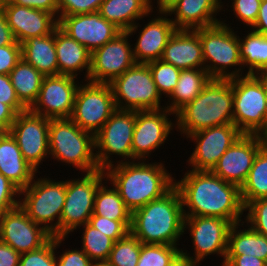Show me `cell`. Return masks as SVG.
Segmentation results:
<instances>
[{
  "mask_svg": "<svg viewBox=\"0 0 267 266\" xmlns=\"http://www.w3.org/2000/svg\"><path fill=\"white\" fill-rule=\"evenodd\" d=\"M186 171L181 180L175 179L184 216L220 217L233 224L244 221V205L237 185L224 181L211 171Z\"/></svg>",
  "mask_w": 267,
  "mask_h": 266,
  "instance_id": "1",
  "label": "cell"
},
{
  "mask_svg": "<svg viewBox=\"0 0 267 266\" xmlns=\"http://www.w3.org/2000/svg\"><path fill=\"white\" fill-rule=\"evenodd\" d=\"M149 161L118 163L105 170L108 181L131 212L161 198L175 186L176 175L165 168V161Z\"/></svg>",
  "mask_w": 267,
  "mask_h": 266,
  "instance_id": "2",
  "label": "cell"
},
{
  "mask_svg": "<svg viewBox=\"0 0 267 266\" xmlns=\"http://www.w3.org/2000/svg\"><path fill=\"white\" fill-rule=\"evenodd\" d=\"M184 218L181 195L174 186L161 198L132 212L130 232L143 244L180 246Z\"/></svg>",
  "mask_w": 267,
  "mask_h": 266,
  "instance_id": "3",
  "label": "cell"
},
{
  "mask_svg": "<svg viewBox=\"0 0 267 266\" xmlns=\"http://www.w3.org/2000/svg\"><path fill=\"white\" fill-rule=\"evenodd\" d=\"M176 131L186 138L197 131L233 124L231 79H210L200 94L175 114Z\"/></svg>",
  "mask_w": 267,
  "mask_h": 266,
  "instance_id": "4",
  "label": "cell"
},
{
  "mask_svg": "<svg viewBox=\"0 0 267 266\" xmlns=\"http://www.w3.org/2000/svg\"><path fill=\"white\" fill-rule=\"evenodd\" d=\"M226 22L225 18L218 24L198 28L204 69L211 79H232L247 75L240 57L239 34L243 33H238L231 26L232 23Z\"/></svg>",
  "mask_w": 267,
  "mask_h": 266,
  "instance_id": "5",
  "label": "cell"
},
{
  "mask_svg": "<svg viewBox=\"0 0 267 266\" xmlns=\"http://www.w3.org/2000/svg\"><path fill=\"white\" fill-rule=\"evenodd\" d=\"M49 157L79 170V175L99 169L95 157L94 135L82 130L70 118L49 119ZM65 163V164H64Z\"/></svg>",
  "mask_w": 267,
  "mask_h": 266,
  "instance_id": "6",
  "label": "cell"
},
{
  "mask_svg": "<svg viewBox=\"0 0 267 266\" xmlns=\"http://www.w3.org/2000/svg\"><path fill=\"white\" fill-rule=\"evenodd\" d=\"M35 175L33 181L20 190L19 206L52 236L60 237V218L66 196V177L56 180Z\"/></svg>",
  "mask_w": 267,
  "mask_h": 266,
  "instance_id": "7",
  "label": "cell"
},
{
  "mask_svg": "<svg viewBox=\"0 0 267 266\" xmlns=\"http://www.w3.org/2000/svg\"><path fill=\"white\" fill-rule=\"evenodd\" d=\"M233 124L243 134L267 135V103L263 80L257 74L231 79Z\"/></svg>",
  "mask_w": 267,
  "mask_h": 266,
  "instance_id": "8",
  "label": "cell"
},
{
  "mask_svg": "<svg viewBox=\"0 0 267 266\" xmlns=\"http://www.w3.org/2000/svg\"><path fill=\"white\" fill-rule=\"evenodd\" d=\"M135 121L136 111L116 109L94 135L95 157L99 169L106 170L118 163L132 162Z\"/></svg>",
  "mask_w": 267,
  "mask_h": 266,
  "instance_id": "9",
  "label": "cell"
},
{
  "mask_svg": "<svg viewBox=\"0 0 267 266\" xmlns=\"http://www.w3.org/2000/svg\"><path fill=\"white\" fill-rule=\"evenodd\" d=\"M116 109L120 110H160L162 96L153 80L149 66L136 63L110 83Z\"/></svg>",
  "mask_w": 267,
  "mask_h": 266,
  "instance_id": "10",
  "label": "cell"
},
{
  "mask_svg": "<svg viewBox=\"0 0 267 266\" xmlns=\"http://www.w3.org/2000/svg\"><path fill=\"white\" fill-rule=\"evenodd\" d=\"M66 180V196L60 218V237H69L77 228L88 223L94 212L98 187L107 179L105 170L81 173Z\"/></svg>",
  "mask_w": 267,
  "mask_h": 266,
  "instance_id": "11",
  "label": "cell"
},
{
  "mask_svg": "<svg viewBox=\"0 0 267 266\" xmlns=\"http://www.w3.org/2000/svg\"><path fill=\"white\" fill-rule=\"evenodd\" d=\"M233 223L220 217L185 216L184 234L189 231L193 246L192 253L181 248V255L189 258L196 266L201 265L210 255L221 257L223 266L228 244V235ZM187 230V231H186ZM194 256V257H193Z\"/></svg>",
  "mask_w": 267,
  "mask_h": 266,
  "instance_id": "12",
  "label": "cell"
},
{
  "mask_svg": "<svg viewBox=\"0 0 267 266\" xmlns=\"http://www.w3.org/2000/svg\"><path fill=\"white\" fill-rule=\"evenodd\" d=\"M116 110L110 84L82 81L70 119L82 130L95 135Z\"/></svg>",
  "mask_w": 267,
  "mask_h": 266,
  "instance_id": "13",
  "label": "cell"
},
{
  "mask_svg": "<svg viewBox=\"0 0 267 266\" xmlns=\"http://www.w3.org/2000/svg\"><path fill=\"white\" fill-rule=\"evenodd\" d=\"M171 115L174 116L173 119H170ZM174 118L175 114L167 108L136 111L132 137V162L148 160L159 147L164 148V144L169 141V135L171 133L173 135L172 131L176 129Z\"/></svg>",
  "mask_w": 267,
  "mask_h": 266,
  "instance_id": "14",
  "label": "cell"
},
{
  "mask_svg": "<svg viewBox=\"0 0 267 266\" xmlns=\"http://www.w3.org/2000/svg\"><path fill=\"white\" fill-rule=\"evenodd\" d=\"M9 132L17 141L24 159L40 176L39 168L49 158V119L28 109L17 114Z\"/></svg>",
  "mask_w": 267,
  "mask_h": 266,
  "instance_id": "15",
  "label": "cell"
},
{
  "mask_svg": "<svg viewBox=\"0 0 267 266\" xmlns=\"http://www.w3.org/2000/svg\"><path fill=\"white\" fill-rule=\"evenodd\" d=\"M242 134L234 124H226L188 135L186 140H191L195 148L186 160V165L194 171H211L220 157Z\"/></svg>",
  "mask_w": 267,
  "mask_h": 266,
  "instance_id": "16",
  "label": "cell"
},
{
  "mask_svg": "<svg viewBox=\"0 0 267 266\" xmlns=\"http://www.w3.org/2000/svg\"><path fill=\"white\" fill-rule=\"evenodd\" d=\"M130 39L127 32H121L91 52L89 82L110 84L136 64Z\"/></svg>",
  "mask_w": 267,
  "mask_h": 266,
  "instance_id": "17",
  "label": "cell"
},
{
  "mask_svg": "<svg viewBox=\"0 0 267 266\" xmlns=\"http://www.w3.org/2000/svg\"><path fill=\"white\" fill-rule=\"evenodd\" d=\"M69 75L45 76L38 98L29 109L47 119H67L73 111L77 89L83 79Z\"/></svg>",
  "mask_w": 267,
  "mask_h": 266,
  "instance_id": "18",
  "label": "cell"
},
{
  "mask_svg": "<svg viewBox=\"0 0 267 266\" xmlns=\"http://www.w3.org/2000/svg\"><path fill=\"white\" fill-rule=\"evenodd\" d=\"M266 137L257 134H242L220 157L211 172L224 181L244 184L258 151L266 144Z\"/></svg>",
  "mask_w": 267,
  "mask_h": 266,
  "instance_id": "19",
  "label": "cell"
},
{
  "mask_svg": "<svg viewBox=\"0 0 267 266\" xmlns=\"http://www.w3.org/2000/svg\"><path fill=\"white\" fill-rule=\"evenodd\" d=\"M52 237L51 233L35 223L20 206L0 214V241L20 254L41 248Z\"/></svg>",
  "mask_w": 267,
  "mask_h": 266,
  "instance_id": "20",
  "label": "cell"
},
{
  "mask_svg": "<svg viewBox=\"0 0 267 266\" xmlns=\"http://www.w3.org/2000/svg\"><path fill=\"white\" fill-rule=\"evenodd\" d=\"M152 13L153 11L148 15V18L151 19H147L149 21L144 26L138 21L126 31L130 37L137 32L139 33L138 35L136 34L137 40L135 44H132L136 63L146 64L161 59L169 38L177 30L167 13ZM152 15L154 17H151Z\"/></svg>",
  "mask_w": 267,
  "mask_h": 266,
  "instance_id": "21",
  "label": "cell"
},
{
  "mask_svg": "<svg viewBox=\"0 0 267 266\" xmlns=\"http://www.w3.org/2000/svg\"><path fill=\"white\" fill-rule=\"evenodd\" d=\"M58 27L90 52L113 40L122 32L99 12L58 16Z\"/></svg>",
  "mask_w": 267,
  "mask_h": 266,
  "instance_id": "22",
  "label": "cell"
},
{
  "mask_svg": "<svg viewBox=\"0 0 267 266\" xmlns=\"http://www.w3.org/2000/svg\"><path fill=\"white\" fill-rule=\"evenodd\" d=\"M16 41L21 44L31 37L46 36L58 27V19L51 13L3 1L1 6Z\"/></svg>",
  "mask_w": 267,
  "mask_h": 266,
  "instance_id": "23",
  "label": "cell"
},
{
  "mask_svg": "<svg viewBox=\"0 0 267 266\" xmlns=\"http://www.w3.org/2000/svg\"><path fill=\"white\" fill-rule=\"evenodd\" d=\"M222 11V0H178L166 13L176 29L195 30L220 23Z\"/></svg>",
  "mask_w": 267,
  "mask_h": 266,
  "instance_id": "24",
  "label": "cell"
},
{
  "mask_svg": "<svg viewBox=\"0 0 267 266\" xmlns=\"http://www.w3.org/2000/svg\"><path fill=\"white\" fill-rule=\"evenodd\" d=\"M161 59L181 70L204 68L198 29H177L169 38Z\"/></svg>",
  "mask_w": 267,
  "mask_h": 266,
  "instance_id": "25",
  "label": "cell"
},
{
  "mask_svg": "<svg viewBox=\"0 0 267 266\" xmlns=\"http://www.w3.org/2000/svg\"><path fill=\"white\" fill-rule=\"evenodd\" d=\"M55 49L58 61V74L76 78H80L84 74V77L81 78L84 81H88L91 52L85 46L57 27L55 29ZM78 75L79 77H77Z\"/></svg>",
  "mask_w": 267,
  "mask_h": 266,
  "instance_id": "26",
  "label": "cell"
},
{
  "mask_svg": "<svg viewBox=\"0 0 267 266\" xmlns=\"http://www.w3.org/2000/svg\"><path fill=\"white\" fill-rule=\"evenodd\" d=\"M0 173L20 190L26 188L38 174L24 159L17 141L9 131L0 137Z\"/></svg>",
  "mask_w": 267,
  "mask_h": 266,
  "instance_id": "27",
  "label": "cell"
},
{
  "mask_svg": "<svg viewBox=\"0 0 267 266\" xmlns=\"http://www.w3.org/2000/svg\"><path fill=\"white\" fill-rule=\"evenodd\" d=\"M98 12L122 32H126L152 12L151 0H104Z\"/></svg>",
  "mask_w": 267,
  "mask_h": 266,
  "instance_id": "28",
  "label": "cell"
},
{
  "mask_svg": "<svg viewBox=\"0 0 267 266\" xmlns=\"http://www.w3.org/2000/svg\"><path fill=\"white\" fill-rule=\"evenodd\" d=\"M21 57L44 76L58 75L55 30L49 35L31 37L22 42Z\"/></svg>",
  "mask_w": 267,
  "mask_h": 266,
  "instance_id": "29",
  "label": "cell"
},
{
  "mask_svg": "<svg viewBox=\"0 0 267 266\" xmlns=\"http://www.w3.org/2000/svg\"><path fill=\"white\" fill-rule=\"evenodd\" d=\"M243 254L256 256L267 262V237L254 231L244 221L231 226L226 255Z\"/></svg>",
  "mask_w": 267,
  "mask_h": 266,
  "instance_id": "30",
  "label": "cell"
},
{
  "mask_svg": "<svg viewBox=\"0 0 267 266\" xmlns=\"http://www.w3.org/2000/svg\"><path fill=\"white\" fill-rule=\"evenodd\" d=\"M210 79L204 68L181 70L176 88L168 97V101H165V107L176 114L200 94Z\"/></svg>",
  "mask_w": 267,
  "mask_h": 266,
  "instance_id": "31",
  "label": "cell"
},
{
  "mask_svg": "<svg viewBox=\"0 0 267 266\" xmlns=\"http://www.w3.org/2000/svg\"><path fill=\"white\" fill-rule=\"evenodd\" d=\"M9 76L19 101L30 109L38 98L45 76L22 58Z\"/></svg>",
  "mask_w": 267,
  "mask_h": 266,
  "instance_id": "32",
  "label": "cell"
},
{
  "mask_svg": "<svg viewBox=\"0 0 267 266\" xmlns=\"http://www.w3.org/2000/svg\"><path fill=\"white\" fill-rule=\"evenodd\" d=\"M249 30V31H248ZM239 36L240 57L246 74L267 71V36L248 29ZM246 35V36H245ZM246 69V70H245Z\"/></svg>",
  "mask_w": 267,
  "mask_h": 266,
  "instance_id": "33",
  "label": "cell"
},
{
  "mask_svg": "<svg viewBox=\"0 0 267 266\" xmlns=\"http://www.w3.org/2000/svg\"><path fill=\"white\" fill-rule=\"evenodd\" d=\"M93 213L114 221H131L132 216V212L125 206L118 190L108 179L98 187Z\"/></svg>",
  "mask_w": 267,
  "mask_h": 266,
  "instance_id": "34",
  "label": "cell"
},
{
  "mask_svg": "<svg viewBox=\"0 0 267 266\" xmlns=\"http://www.w3.org/2000/svg\"><path fill=\"white\" fill-rule=\"evenodd\" d=\"M240 194L244 207L250 201L267 198V143L258 151Z\"/></svg>",
  "mask_w": 267,
  "mask_h": 266,
  "instance_id": "35",
  "label": "cell"
},
{
  "mask_svg": "<svg viewBox=\"0 0 267 266\" xmlns=\"http://www.w3.org/2000/svg\"><path fill=\"white\" fill-rule=\"evenodd\" d=\"M82 227L81 249L93 262L107 261L115 241L99 231L98 229L86 223Z\"/></svg>",
  "mask_w": 267,
  "mask_h": 266,
  "instance_id": "36",
  "label": "cell"
},
{
  "mask_svg": "<svg viewBox=\"0 0 267 266\" xmlns=\"http://www.w3.org/2000/svg\"><path fill=\"white\" fill-rule=\"evenodd\" d=\"M141 252V242L129 232L117 240L106 261L110 266H137Z\"/></svg>",
  "mask_w": 267,
  "mask_h": 266,
  "instance_id": "37",
  "label": "cell"
},
{
  "mask_svg": "<svg viewBox=\"0 0 267 266\" xmlns=\"http://www.w3.org/2000/svg\"><path fill=\"white\" fill-rule=\"evenodd\" d=\"M181 254V247L143 244L137 266H169Z\"/></svg>",
  "mask_w": 267,
  "mask_h": 266,
  "instance_id": "38",
  "label": "cell"
},
{
  "mask_svg": "<svg viewBox=\"0 0 267 266\" xmlns=\"http://www.w3.org/2000/svg\"><path fill=\"white\" fill-rule=\"evenodd\" d=\"M152 73L153 80L161 96L168 98L176 88L181 69L176 68L162 59L146 63Z\"/></svg>",
  "mask_w": 267,
  "mask_h": 266,
  "instance_id": "39",
  "label": "cell"
},
{
  "mask_svg": "<svg viewBox=\"0 0 267 266\" xmlns=\"http://www.w3.org/2000/svg\"><path fill=\"white\" fill-rule=\"evenodd\" d=\"M231 1V5H224L226 1L223 3V11H229L232 12L236 17L235 19L240 22V24H243L244 26L248 27L247 29H250L256 22L258 15H259V8L261 5L262 0H229L227 2ZM227 6L229 8H225ZM233 10H232V9ZM243 22V23H241Z\"/></svg>",
  "mask_w": 267,
  "mask_h": 266,
  "instance_id": "40",
  "label": "cell"
},
{
  "mask_svg": "<svg viewBox=\"0 0 267 266\" xmlns=\"http://www.w3.org/2000/svg\"><path fill=\"white\" fill-rule=\"evenodd\" d=\"M19 266H57L55 236L41 248L22 253Z\"/></svg>",
  "mask_w": 267,
  "mask_h": 266,
  "instance_id": "41",
  "label": "cell"
},
{
  "mask_svg": "<svg viewBox=\"0 0 267 266\" xmlns=\"http://www.w3.org/2000/svg\"><path fill=\"white\" fill-rule=\"evenodd\" d=\"M244 212V222L267 237V198L250 201L244 207Z\"/></svg>",
  "mask_w": 267,
  "mask_h": 266,
  "instance_id": "42",
  "label": "cell"
},
{
  "mask_svg": "<svg viewBox=\"0 0 267 266\" xmlns=\"http://www.w3.org/2000/svg\"><path fill=\"white\" fill-rule=\"evenodd\" d=\"M91 226L98 229L115 242L125 237L131 228V221H114L106 217L95 215L94 213L88 222Z\"/></svg>",
  "mask_w": 267,
  "mask_h": 266,
  "instance_id": "43",
  "label": "cell"
},
{
  "mask_svg": "<svg viewBox=\"0 0 267 266\" xmlns=\"http://www.w3.org/2000/svg\"><path fill=\"white\" fill-rule=\"evenodd\" d=\"M68 237L55 236V250L57 266H92L93 261L81 248H66L62 253L57 249L63 245ZM58 251V252H57ZM60 253V254H59ZM59 254V255H58Z\"/></svg>",
  "mask_w": 267,
  "mask_h": 266,
  "instance_id": "44",
  "label": "cell"
},
{
  "mask_svg": "<svg viewBox=\"0 0 267 266\" xmlns=\"http://www.w3.org/2000/svg\"><path fill=\"white\" fill-rule=\"evenodd\" d=\"M104 0H57L58 16L98 12Z\"/></svg>",
  "mask_w": 267,
  "mask_h": 266,
  "instance_id": "45",
  "label": "cell"
},
{
  "mask_svg": "<svg viewBox=\"0 0 267 266\" xmlns=\"http://www.w3.org/2000/svg\"><path fill=\"white\" fill-rule=\"evenodd\" d=\"M20 203V189L0 173V214L14 209Z\"/></svg>",
  "mask_w": 267,
  "mask_h": 266,
  "instance_id": "46",
  "label": "cell"
},
{
  "mask_svg": "<svg viewBox=\"0 0 267 266\" xmlns=\"http://www.w3.org/2000/svg\"><path fill=\"white\" fill-rule=\"evenodd\" d=\"M0 102L9 105L17 114L28 110L19 101L9 75L0 74Z\"/></svg>",
  "mask_w": 267,
  "mask_h": 266,
  "instance_id": "47",
  "label": "cell"
},
{
  "mask_svg": "<svg viewBox=\"0 0 267 266\" xmlns=\"http://www.w3.org/2000/svg\"><path fill=\"white\" fill-rule=\"evenodd\" d=\"M21 58V44L0 46V74L9 75Z\"/></svg>",
  "mask_w": 267,
  "mask_h": 266,
  "instance_id": "48",
  "label": "cell"
},
{
  "mask_svg": "<svg viewBox=\"0 0 267 266\" xmlns=\"http://www.w3.org/2000/svg\"><path fill=\"white\" fill-rule=\"evenodd\" d=\"M12 4L39 9L53 14L58 19L57 0H9Z\"/></svg>",
  "mask_w": 267,
  "mask_h": 266,
  "instance_id": "49",
  "label": "cell"
},
{
  "mask_svg": "<svg viewBox=\"0 0 267 266\" xmlns=\"http://www.w3.org/2000/svg\"><path fill=\"white\" fill-rule=\"evenodd\" d=\"M223 266H267V262L250 255H226Z\"/></svg>",
  "mask_w": 267,
  "mask_h": 266,
  "instance_id": "50",
  "label": "cell"
},
{
  "mask_svg": "<svg viewBox=\"0 0 267 266\" xmlns=\"http://www.w3.org/2000/svg\"><path fill=\"white\" fill-rule=\"evenodd\" d=\"M20 253L0 241V266H19Z\"/></svg>",
  "mask_w": 267,
  "mask_h": 266,
  "instance_id": "51",
  "label": "cell"
},
{
  "mask_svg": "<svg viewBox=\"0 0 267 266\" xmlns=\"http://www.w3.org/2000/svg\"><path fill=\"white\" fill-rule=\"evenodd\" d=\"M11 44L19 43L16 41L12 30L7 23L5 14L2 8L0 7V46H6Z\"/></svg>",
  "mask_w": 267,
  "mask_h": 266,
  "instance_id": "52",
  "label": "cell"
},
{
  "mask_svg": "<svg viewBox=\"0 0 267 266\" xmlns=\"http://www.w3.org/2000/svg\"><path fill=\"white\" fill-rule=\"evenodd\" d=\"M251 30L267 36V0H262L258 18Z\"/></svg>",
  "mask_w": 267,
  "mask_h": 266,
  "instance_id": "53",
  "label": "cell"
},
{
  "mask_svg": "<svg viewBox=\"0 0 267 266\" xmlns=\"http://www.w3.org/2000/svg\"><path fill=\"white\" fill-rule=\"evenodd\" d=\"M17 113L9 106L0 102V126L9 131Z\"/></svg>",
  "mask_w": 267,
  "mask_h": 266,
  "instance_id": "54",
  "label": "cell"
},
{
  "mask_svg": "<svg viewBox=\"0 0 267 266\" xmlns=\"http://www.w3.org/2000/svg\"><path fill=\"white\" fill-rule=\"evenodd\" d=\"M177 1L178 0H151V9L152 11L154 10L153 12H155L154 8H156V12L158 11L166 13ZM155 4H157V7Z\"/></svg>",
  "mask_w": 267,
  "mask_h": 266,
  "instance_id": "55",
  "label": "cell"
},
{
  "mask_svg": "<svg viewBox=\"0 0 267 266\" xmlns=\"http://www.w3.org/2000/svg\"><path fill=\"white\" fill-rule=\"evenodd\" d=\"M169 266H196L189 258L179 255Z\"/></svg>",
  "mask_w": 267,
  "mask_h": 266,
  "instance_id": "56",
  "label": "cell"
},
{
  "mask_svg": "<svg viewBox=\"0 0 267 266\" xmlns=\"http://www.w3.org/2000/svg\"><path fill=\"white\" fill-rule=\"evenodd\" d=\"M257 75L263 80L264 88H265V94H266V98L265 99H266V103H267V71L259 73Z\"/></svg>",
  "mask_w": 267,
  "mask_h": 266,
  "instance_id": "57",
  "label": "cell"
},
{
  "mask_svg": "<svg viewBox=\"0 0 267 266\" xmlns=\"http://www.w3.org/2000/svg\"><path fill=\"white\" fill-rule=\"evenodd\" d=\"M92 266H110L106 261L93 262Z\"/></svg>",
  "mask_w": 267,
  "mask_h": 266,
  "instance_id": "58",
  "label": "cell"
},
{
  "mask_svg": "<svg viewBox=\"0 0 267 266\" xmlns=\"http://www.w3.org/2000/svg\"><path fill=\"white\" fill-rule=\"evenodd\" d=\"M6 132V130L0 126V137Z\"/></svg>",
  "mask_w": 267,
  "mask_h": 266,
  "instance_id": "59",
  "label": "cell"
},
{
  "mask_svg": "<svg viewBox=\"0 0 267 266\" xmlns=\"http://www.w3.org/2000/svg\"><path fill=\"white\" fill-rule=\"evenodd\" d=\"M3 5V1L2 0H0V7Z\"/></svg>",
  "mask_w": 267,
  "mask_h": 266,
  "instance_id": "60",
  "label": "cell"
}]
</instances>
